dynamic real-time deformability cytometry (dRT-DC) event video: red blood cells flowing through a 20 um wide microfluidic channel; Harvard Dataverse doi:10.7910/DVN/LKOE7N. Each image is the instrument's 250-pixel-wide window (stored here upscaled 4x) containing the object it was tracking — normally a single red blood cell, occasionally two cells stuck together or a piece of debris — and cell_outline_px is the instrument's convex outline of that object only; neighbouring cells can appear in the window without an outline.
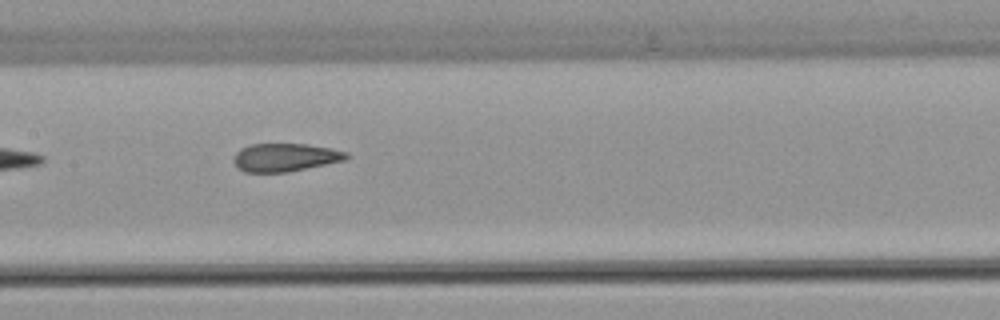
{"species": "common noctule bat (a hibernating species)", "species_latin": "Nyctalus noctula", "temperature_condition": "warm", "stored_images_in_passage": 7, "camera_frame_rate_fps": 3000, "um_per_image_px": 0.085, "animal": {"sex": "female", "body_mass_g": 22.7, "forearm_length_mm": 54.2}, "frame": {"image": 1, "passage_image": 6, "time_ms": 1.667, "image_size_px": [1000, 320], "cell_outline_px": [[348, 156], [344, 160], [288, 172], [244, 172], [232, 160], [236, 152], [240, 148], [252, 144], [308, 144], [332, 148], [348, 152]], "centroid_in_image_um": [24.23, 13.37], "position_along_channel_um": 183.2, "area_um2": 18.38}}